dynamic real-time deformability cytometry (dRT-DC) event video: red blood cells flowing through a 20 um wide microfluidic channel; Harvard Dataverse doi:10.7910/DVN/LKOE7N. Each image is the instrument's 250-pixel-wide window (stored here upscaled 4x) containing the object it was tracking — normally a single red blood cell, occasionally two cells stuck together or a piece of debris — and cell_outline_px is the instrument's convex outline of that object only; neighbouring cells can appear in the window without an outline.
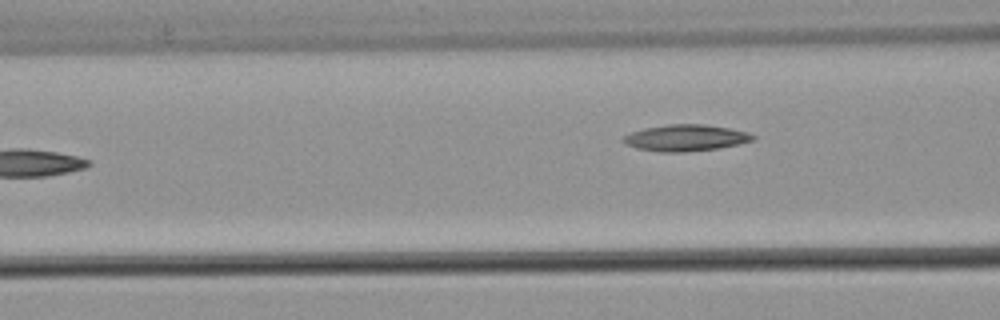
{"species": "common noctule bat (a hibernating species)", "species_latin": "Nyctalus noctula", "temperature_condition": "warm", "stored_images_in_passage": 8, "camera_frame_rate_fps": 3000, "um_per_image_px": 0.085, "animal": {"sex": "male", "body_mass_g": 21.5, "forearm_length_mm": 52.0}, "frame": {"image": 1, "passage_image": 8, "time_ms": 2.333, "image_size_px": [1000, 320], "cell_outline_px": [[756, 136], [752, 140], [740, 144], [716, 148], [684, 152], [660, 152], [636, 148], [624, 144], [620, 140], [624, 136], [632, 132], [644, 128], [668, 124], [704, 124], [728, 128], [748, 132]], "centroid_in_image_um": [58.24, 11.72], "position_along_channel_um": 108.4, "area_um2": 19.94}}